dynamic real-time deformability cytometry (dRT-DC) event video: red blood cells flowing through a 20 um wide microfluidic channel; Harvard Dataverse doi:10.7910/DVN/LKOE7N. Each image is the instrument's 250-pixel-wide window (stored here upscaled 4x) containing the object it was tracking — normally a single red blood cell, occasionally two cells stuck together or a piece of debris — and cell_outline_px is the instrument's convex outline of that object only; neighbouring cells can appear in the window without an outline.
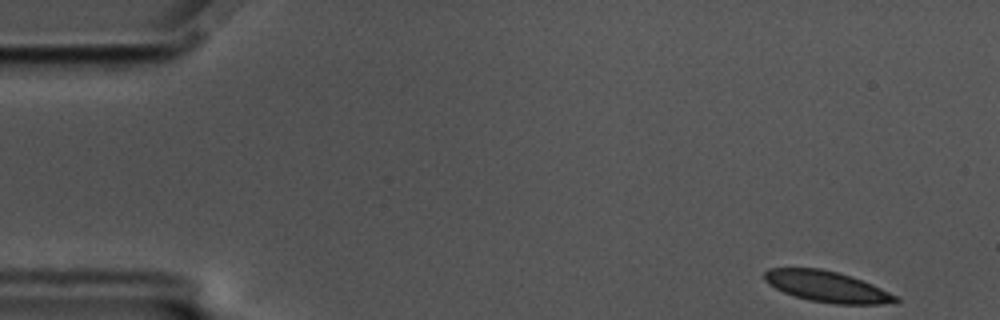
{"species": "common noctule bat (a hibernating species)", "species_latin": "Nyctalus noctula", "temperature_condition": "cold", "stored_images_in_passage": 55, "camera_frame_rate_fps": 3000, "um_per_image_px": 0.085, "animal": {"sex": "male", "body_mass_g": 17.5, "forearm_length_mm": 52.3}, "frame": {"image": 1, "passage_image": 1, "time_ms": 0.0, "image_size_px": [1000, 320], "cell_outline_px": [[900, 300], [896, 304], [836, 304], [808, 300], [784, 292], [768, 284], [764, 280], [764, 272], [768, 268], [820, 268], [852, 276], [872, 284], [900, 296]], "centroid_in_image_um": [70.35, 24.37], "position_along_channel_um": 14.6, "area_um2": 23.87}}
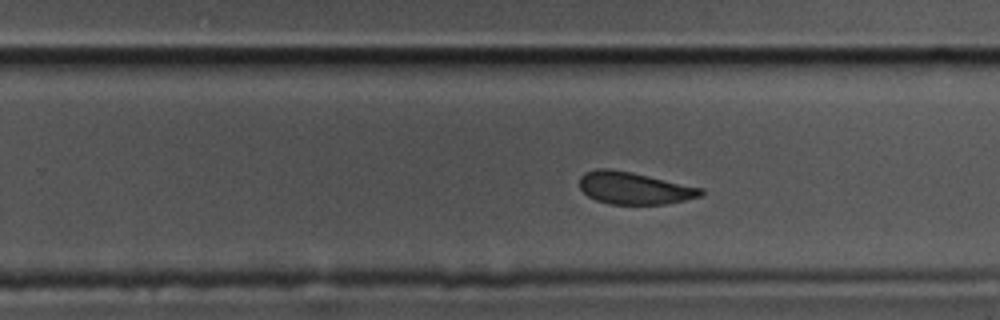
{"frame": {"image": 2, "passage_image": 33, "time_ms": 10.667, "image_size_px": [1000, 320], "cell_outline_px": [[704, 196], [664, 204], [612, 204], [596, 200], [588, 196], [580, 188], [580, 176], [584, 172], [596, 168], [608, 168], [632, 172], [704, 188]], "centroid_in_image_um": [53.92, 15.98], "position_along_channel_um": 275.9, "area_um2": 22.89}}
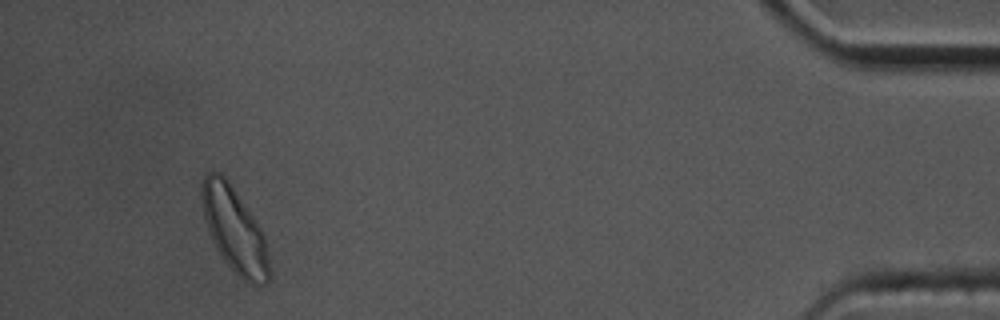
{"frame": {"image": 3, "passage_image": 51, "time_ms": 16.667, "image_size_px": [1000, 320], "cell_outline_px": [[268, 280], [264, 284], [252, 284], [244, 280], [224, 260], [216, 248], [208, 232], [204, 216], [200, 196], [200, 184], [204, 176], [208, 172], [220, 172], [224, 176], [256, 220], [264, 232], [268, 260]], "centroid_in_image_um": [19.89, 19.49], "position_along_channel_um": 415.3, "area_um2": 32.95}, "authors_computed_cell_mechanics": {"area_um2": 24.5072, "velocity_mm_per_s": 3.4584, "shape_relaxation_time_tau1_ms": 3.5637, "shape_relaxation_time_tau2_ms": 1.1214, "deformation_change_tau1": 0.091, "deformation_change_tau2": 0.0613}}